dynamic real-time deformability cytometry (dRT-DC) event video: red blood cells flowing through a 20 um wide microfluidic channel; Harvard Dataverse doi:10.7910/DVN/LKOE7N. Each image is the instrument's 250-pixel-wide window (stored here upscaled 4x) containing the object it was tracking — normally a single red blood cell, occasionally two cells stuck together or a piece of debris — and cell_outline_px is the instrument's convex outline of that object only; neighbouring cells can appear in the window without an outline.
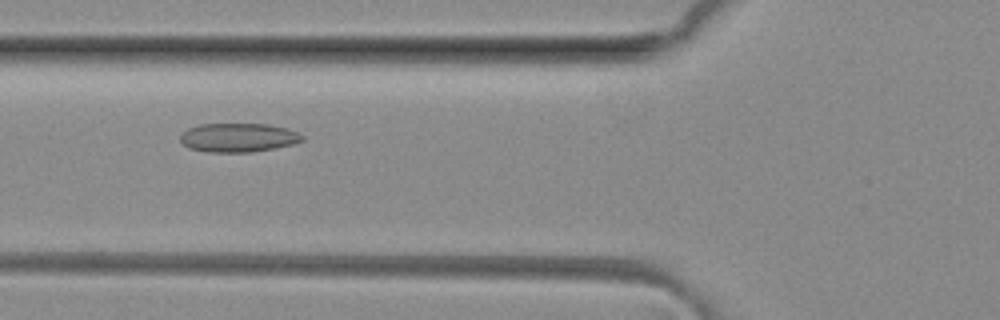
{"species": "common noctule bat (a hibernating species)", "species_latin": "Nyctalus noctula", "temperature_condition": "room temperature", "stored_images_in_passage": 15, "camera_frame_rate_fps": 3000, "um_per_image_px": 0.085, "animal": {"sex": "female", "body_mass_g": 29.2, "forearm_length_mm": 56.3}, "frame": {"image": 1, "passage_image": 10, "time_ms": 3.0, "image_size_px": [1000, 320], "cell_outline_px": [[304, 140], [292, 144], [272, 148], [248, 152], [208, 152], [188, 148], [180, 140], [180, 136], [188, 128], [200, 124], [268, 124], [288, 128], [304, 136]], "centroid_in_image_um": [20.24, 11.69], "position_along_channel_um": 105.6, "area_um2": 20.4}}
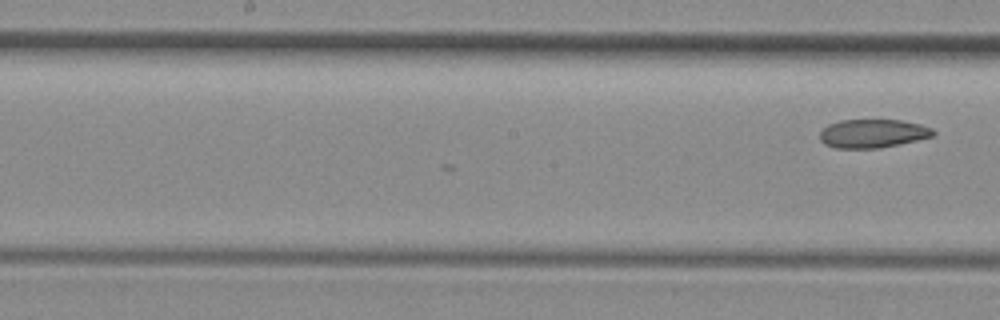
{"frame": {"image": 2, "passage_image": 15, "time_ms": 4.667, "image_size_px": [1000, 320], "cell_outline_px": [[936, 132], [932, 136], [916, 140], [876, 148], [836, 148], [824, 144], [820, 140], [820, 132], [828, 124], [840, 120], [900, 120], [920, 124], [932, 128]], "centroid_in_image_um": [74.15, 11.34], "position_along_channel_um": 174.0, "area_um2": 18.67}}